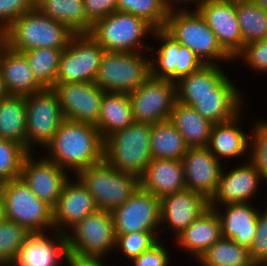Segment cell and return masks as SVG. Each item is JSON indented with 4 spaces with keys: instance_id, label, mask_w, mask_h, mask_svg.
<instances>
[{
    "instance_id": "cell-55",
    "label": "cell",
    "mask_w": 267,
    "mask_h": 266,
    "mask_svg": "<svg viewBox=\"0 0 267 266\" xmlns=\"http://www.w3.org/2000/svg\"><path fill=\"white\" fill-rule=\"evenodd\" d=\"M0 266H6V264H0ZM8 266H13V265L9 264Z\"/></svg>"
},
{
    "instance_id": "cell-6",
    "label": "cell",
    "mask_w": 267,
    "mask_h": 266,
    "mask_svg": "<svg viewBox=\"0 0 267 266\" xmlns=\"http://www.w3.org/2000/svg\"><path fill=\"white\" fill-rule=\"evenodd\" d=\"M152 63L139 52H105L94 83L104 92H133L151 77Z\"/></svg>"
},
{
    "instance_id": "cell-34",
    "label": "cell",
    "mask_w": 267,
    "mask_h": 266,
    "mask_svg": "<svg viewBox=\"0 0 267 266\" xmlns=\"http://www.w3.org/2000/svg\"><path fill=\"white\" fill-rule=\"evenodd\" d=\"M236 118L228 122L213 124L207 148L216 158L218 156L238 157L247 150L248 138L235 125L237 124Z\"/></svg>"
},
{
    "instance_id": "cell-41",
    "label": "cell",
    "mask_w": 267,
    "mask_h": 266,
    "mask_svg": "<svg viewBox=\"0 0 267 266\" xmlns=\"http://www.w3.org/2000/svg\"><path fill=\"white\" fill-rule=\"evenodd\" d=\"M155 235L154 231H141L115 235V246L117 247L118 245L125 256L132 260L157 242V236Z\"/></svg>"
},
{
    "instance_id": "cell-21",
    "label": "cell",
    "mask_w": 267,
    "mask_h": 266,
    "mask_svg": "<svg viewBox=\"0 0 267 266\" xmlns=\"http://www.w3.org/2000/svg\"><path fill=\"white\" fill-rule=\"evenodd\" d=\"M58 234L56 236L58 242L56 243L47 239L44 233H31L19 248L12 265L56 266L62 256L68 261L66 234L63 230L60 233L58 232Z\"/></svg>"
},
{
    "instance_id": "cell-46",
    "label": "cell",
    "mask_w": 267,
    "mask_h": 266,
    "mask_svg": "<svg viewBox=\"0 0 267 266\" xmlns=\"http://www.w3.org/2000/svg\"><path fill=\"white\" fill-rule=\"evenodd\" d=\"M83 7L87 19L94 24L117 11V0H83Z\"/></svg>"
},
{
    "instance_id": "cell-3",
    "label": "cell",
    "mask_w": 267,
    "mask_h": 266,
    "mask_svg": "<svg viewBox=\"0 0 267 266\" xmlns=\"http://www.w3.org/2000/svg\"><path fill=\"white\" fill-rule=\"evenodd\" d=\"M151 124L133 122L104 139V160L117 171L141 176L152 160Z\"/></svg>"
},
{
    "instance_id": "cell-47",
    "label": "cell",
    "mask_w": 267,
    "mask_h": 266,
    "mask_svg": "<svg viewBox=\"0 0 267 266\" xmlns=\"http://www.w3.org/2000/svg\"><path fill=\"white\" fill-rule=\"evenodd\" d=\"M158 241L143 252L141 255L132 259L135 266H168L169 257L167 251Z\"/></svg>"
},
{
    "instance_id": "cell-5",
    "label": "cell",
    "mask_w": 267,
    "mask_h": 266,
    "mask_svg": "<svg viewBox=\"0 0 267 266\" xmlns=\"http://www.w3.org/2000/svg\"><path fill=\"white\" fill-rule=\"evenodd\" d=\"M173 9H170L164 30L179 44L193 51L205 65L216 64L211 62L216 58L232 59L197 10L188 13L173 12Z\"/></svg>"
},
{
    "instance_id": "cell-45",
    "label": "cell",
    "mask_w": 267,
    "mask_h": 266,
    "mask_svg": "<svg viewBox=\"0 0 267 266\" xmlns=\"http://www.w3.org/2000/svg\"><path fill=\"white\" fill-rule=\"evenodd\" d=\"M243 57L256 70L267 71V39L245 44L237 56Z\"/></svg>"
},
{
    "instance_id": "cell-36",
    "label": "cell",
    "mask_w": 267,
    "mask_h": 266,
    "mask_svg": "<svg viewBox=\"0 0 267 266\" xmlns=\"http://www.w3.org/2000/svg\"><path fill=\"white\" fill-rule=\"evenodd\" d=\"M236 14L245 44L267 39V11L253 1L236 3Z\"/></svg>"
},
{
    "instance_id": "cell-19",
    "label": "cell",
    "mask_w": 267,
    "mask_h": 266,
    "mask_svg": "<svg viewBox=\"0 0 267 266\" xmlns=\"http://www.w3.org/2000/svg\"><path fill=\"white\" fill-rule=\"evenodd\" d=\"M160 200L161 223L167 220V227L177 230V236L209 209V200L187 189L166 195Z\"/></svg>"
},
{
    "instance_id": "cell-15",
    "label": "cell",
    "mask_w": 267,
    "mask_h": 266,
    "mask_svg": "<svg viewBox=\"0 0 267 266\" xmlns=\"http://www.w3.org/2000/svg\"><path fill=\"white\" fill-rule=\"evenodd\" d=\"M198 13L214 32L218 43L232 57L242 50V35L236 3L225 0H198ZM235 56V57H234Z\"/></svg>"
},
{
    "instance_id": "cell-12",
    "label": "cell",
    "mask_w": 267,
    "mask_h": 266,
    "mask_svg": "<svg viewBox=\"0 0 267 266\" xmlns=\"http://www.w3.org/2000/svg\"><path fill=\"white\" fill-rule=\"evenodd\" d=\"M128 95L135 121L152 125L169 120L177 101L176 83L151 76Z\"/></svg>"
},
{
    "instance_id": "cell-9",
    "label": "cell",
    "mask_w": 267,
    "mask_h": 266,
    "mask_svg": "<svg viewBox=\"0 0 267 266\" xmlns=\"http://www.w3.org/2000/svg\"><path fill=\"white\" fill-rule=\"evenodd\" d=\"M71 229L73 235H66L69 258L97 260L115 247L111 211L97 209Z\"/></svg>"
},
{
    "instance_id": "cell-27",
    "label": "cell",
    "mask_w": 267,
    "mask_h": 266,
    "mask_svg": "<svg viewBox=\"0 0 267 266\" xmlns=\"http://www.w3.org/2000/svg\"><path fill=\"white\" fill-rule=\"evenodd\" d=\"M230 80H226L215 95L198 98L192 107L212 124L228 122L238 117L240 97Z\"/></svg>"
},
{
    "instance_id": "cell-20",
    "label": "cell",
    "mask_w": 267,
    "mask_h": 266,
    "mask_svg": "<svg viewBox=\"0 0 267 266\" xmlns=\"http://www.w3.org/2000/svg\"><path fill=\"white\" fill-rule=\"evenodd\" d=\"M249 161V164L239 166L227 174L221 171L216 193L209 201V208L215 209L217 200L224 205L247 203L256 192L261 176L253 162Z\"/></svg>"
},
{
    "instance_id": "cell-49",
    "label": "cell",
    "mask_w": 267,
    "mask_h": 266,
    "mask_svg": "<svg viewBox=\"0 0 267 266\" xmlns=\"http://www.w3.org/2000/svg\"><path fill=\"white\" fill-rule=\"evenodd\" d=\"M6 219L5 216V204H4V200L0 194V222H2L3 220Z\"/></svg>"
},
{
    "instance_id": "cell-24",
    "label": "cell",
    "mask_w": 267,
    "mask_h": 266,
    "mask_svg": "<svg viewBox=\"0 0 267 266\" xmlns=\"http://www.w3.org/2000/svg\"><path fill=\"white\" fill-rule=\"evenodd\" d=\"M140 187L160 199L185 190L182 160L152 159L140 176Z\"/></svg>"
},
{
    "instance_id": "cell-11",
    "label": "cell",
    "mask_w": 267,
    "mask_h": 266,
    "mask_svg": "<svg viewBox=\"0 0 267 266\" xmlns=\"http://www.w3.org/2000/svg\"><path fill=\"white\" fill-rule=\"evenodd\" d=\"M24 97L26 102V149L30 151L32 141L47 146L65 119L57 92L53 88H44Z\"/></svg>"
},
{
    "instance_id": "cell-8",
    "label": "cell",
    "mask_w": 267,
    "mask_h": 266,
    "mask_svg": "<svg viewBox=\"0 0 267 266\" xmlns=\"http://www.w3.org/2000/svg\"><path fill=\"white\" fill-rule=\"evenodd\" d=\"M156 29L145 19L128 12L115 11L97 20L90 36L105 52H139L140 40L146 33Z\"/></svg>"
},
{
    "instance_id": "cell-28",
    "label": "cell",
    "mask_w": 267,
    "mask_h": 266,
    "mask_svg": "<svg viewBox=\"0 0 267 266\" xmlns=\"http://www.w3.org/2000/svg\"><path fill=\"white\" fill-rule=\"evenodd\" d=\"M216 209L209 208L178 236V242L199 259L221 236V222Z\"/></svg>"
},
{
    "instance_id": "cell-32",
    "label": "cell",
    "mask_w": 267,
    "mask_h": 266,
    "mask_svg": "<svg viewBox=\"0 0 267 266\" xmlns=\"http://www.w3.org/2000/svg\"><path fill=\"white\" fill-rule=\"evenodd\" d=\"M0 138L26 148V102L22 95L8 94L0 100Z\"/></svg>"
},
{
    "instance_id": "cell-29",
    "label": "cell",
    "mask_w": 267,
    "mask_h": 266,
    "mask_svg": "<svg viewBox=\"0 0 267 266\" xmlns=\"http://www.w3.org/2000/svg\"><path fill=\"white\" fill-rule=\"evenodd\" d=\"M135 122L128 93L104 92L99 121L95 125L105 139L115 131L125 129Z\"/></svg>"
},
{
    "instance_id": "cell-43",
    "label": "cell",
    "mask_w": 267,
    "mask_h": 266,
    "mask_svg": "<svg viewBox=\"0 0 267 266\" xmlns=\"http://www.w3.org/2000/svg\"><path fill=\"white\" fill-rule=\"evenodd\" d=\"M249 254L255 266H264L267 263V210L257 215V233L249 248Z\"/></svg>"
},
{
    "instance_id": "cell-38",
    "label": "cell",
    "mask_w": 267,
    "mask_h": 266,
    "mask_svg": "<svg viewBox=\"0 0 267 266\" xmlns=\"http://www.w3.org/2000/svg\"><path fill=\"white\" fill-rule=\"evenodd\" d=\"M170 9L163 0H117V11L143 18L155 29H164Z\"/></svg>"
},
{
    "instance_id": "cell-26",
    "label": "cell",
    "mask_w": 267,
    "mask_h": 266,
    "mask_svg": "<svg viewBox=\"0 0 267 266\" xmlns=\"http://www.w3.org/2000/svg\"><path fill=\"white\" fill-rule=\"evenodd\" d=\"M227 79L216 64L204 65L176 82L177 102L192 106L200 97L215 95Z\"/></svg>"
},
{
    "instance_id": "cell-23",
    "label": "cell",
    "mask_w": 267,
    "mask_h": 266,
    "mask_svg": "<svg viewBox=\"0 0 267 266\" xmlns=\"http://www.w3.org/2000/svg\"><path fill=\"white\" fill-rule=\"evenodd\" d=\"M0 72L8 94L30 95L43 90L22 52L4 45L0 50Z\"/></svg>"
},
{
    "instance_id": "cell-40",
    "label": "cell",
    "mask_w": 267,
    "mask_h": 266,
    "mask_svg": "<svg viewBox=\"0 0 267 266\" xmlns=\"http://www.w3.org/2000/svg\"><path fill=\"white\" fill-rule=\"evenodd\" d=\"M30 234L26 228L13 221L5 219L0 222V264H12Z\"/></svg>"
},
{
    "instance_id": "cell-10",
    "label": "cell",
    "mask_w": 267,
    "mask_h": 266,
    "mask_svg": "<svg viewBox=\"0 0 267 266\" xmlns=\"http://www.w3.org/2000/svg\"><path fill=\"white\" fill-rule=\"evenodd\" d=\"M104 53L90 34L74 35L62 51L55 83L94 82Z\"/></svg>"
},
{
    "instance_id": "cell-51",
    "label": "cell",
    "mask_w": 267,
    "mask_h": 266,
    "mask_svg": "<svg viewBox=\"0 0 267 266\" xmlns=\"http://www.w3.org/2000/svg\"><path fill=\"white\" fill-rule=\"evenodd\" d=\"M5 45V30L0 27V50Z\"/></svg>"
},
{
    "instance_id": "cell-4",
    "label": "cell",
    "mask_w": 267,
    "mask_h": 266,
    "mask_svg": "<svg viewBox=\"0 0 267 266\" xmlns=\"http://www.w3.org/2000/svg\"><path fill=\"white\" fill-rule=\"evenodd\" d=\"M78 179L93 196L96 208L113 211L124 204L140 187V177L117 171L105 160L81 170Z\"/></svg>"
},
{
    "instance_id": "cell-13",
    "label": "cell",
    "mask_w": 267,
    "mask_h": 266,
    "mask_svg": "<svg viewBox=\"0 0 267 266\" xmlns=\"http://www.w3.org/2000/svg\"><path fill=\"white\" fill-rule=\"evenodd\" d=\"M111 216L115 235L155 231L161 223V200L139 187Z\"/></svg>"
},
{
    "instance_id": "cell-17",
    "label": "cell",
    "mask_w": 267,
    "mask_h": 266,
    "mask_svg": "<svg viewBox=\"0 0 267 266\" xmlns=\"http://www.w3.org/2000/svg\"><path fill=\"white\" fill-rule=\"evenodd\" d=\"M218 160L207 147L188 148L182 158L186 189L210 201L222 171Z\"/></svg>"
},
{
    "instance_id": "cell-37",
    "label": "cell",
    "mask_w": 267,
    "mask_h": 266,
    "mask_svg": "<svg viewBox=\"0 0 267 266\" xmlns=\"http://www.w3.org/2000/svg\"><path fill=\"white\" fill-rule=\"evenodd\" d=\"M64 49L35 48L23 51L34 76L44 88H53Z\"/></svg>"
},
{
    "instance_id": "cell-42",
    "label": "cell",
    "mask_w": 267,
    "mask_h": 266,
    "mask_svg": "<svg viewBox=\"0 0 267 266\" xmlns=\"http://www.w3.org/2000/svg\"><path fill=\"white\" fill-rule=\"evenodd\" d=\"M252 137L254 140L250 143L253 145L251 161L261 173V176L267 180V123H259L253 130Z\"/></svg>"
},
{
    "instance_id": "cell-35",
    "label": "cell",
    "mask_w": 267,
    "mask_h": 266,
    "mask_svg": "<svg viewBox=\"0 0 267 266\" xmlns=\"http://www.w3.org/2000/svg\"><path fill=\"white\" fill-rule=\"evenodd\" d=\"M199 260L204 266H255L248 248L225 237L208 248Z\"/></svg>"
},
{
    "instance_id": "cell-39",
    "label": "cell",
    "mask_w": 267,
    "mask_h": 266,
    "mask_svg": "<svg viewBox=\"0 0 267 266\" xmlns=\"http://www.w3.org/2000/svg\"><path fill=\"white\" fill-rule=\"evenodd\" d=\"M29 153L21 144L0 138V184L20 178L23 162Z\"/></svg>"
},
{
    "instance_id": "cell-25",
    "label": "cell",
    "mask_w": 267,
    "mask_h": 266,
    "mask_svg": "<svg viewBox=\"0 0 267 266\" xmlns=\"http://www.w3.org/2000/svg\"><path fill=\"white\" fill-rule=\"evenodd\" d=\"M225 210L223 216L218 213L221 236L249 249L257 233L258 211L249 202L227 204Z\"/></svg>"
},
{
    "instance_id": "cell-30",
    "label": "cell",
    "mask_w": 267,
    "mask_h": 266,
    "mask_svg": "<svg viewBox=\"0 0 267 266\" xmlns=\"http://www.w3.org/2000/svg\"><path fill=\"white\" fill-rule=\"evenodd\" d=\"M169 120L183 136L189 148L207 147L213 124L192 106L176 101Z\"/></svg>"
},
{
    "instance_id": "cell-54",
    "label": "cell",
    "mask_w": 267,
    "mask_h": 266,
    "mask_svg": "<svg viewBox=\"0 0 267 266\" xmlns=\"http://www.w3.org/2000/svg\"><path fill=\"white\" fill-rule=\"evenodd\" d=\"M225 1H229V2H232V3H239V2L252 1V0H225Z\"/></svg>"
},
{
    "instance_id": "cell-2",
    "label": "cell",
    "mask_w": 267,
    "mask_h": 266,
    "mask_svg": "<svg viewBox=\"0 0 267 266\" xmlns=\"http://www.w3.org/2000/svg\"><path fill=\"white\" fill-rule=\"evenodd\" d=\"M74 35L65 25L34 7L5 30V45L17 52L35 48L65 49Z\"/></svg>"
},
{
    "instance_id": "cell-52",
    "label": "cell",
    "mask_w": 267,
    "mask_h": 266,
    "mask_svg": "<svg viewBox=\"0 0 267 266\" xmlns=\"http://www.w3.org/2000/svg\"><path fill=\"white\" fill-rule=\"evenodd\" d=\"M252 1L267 11V0H252Z\"/></svg>"
},
{
    "instance_id": "cell-48",
    "label": "cell",
    "mask_w": 267,
    "mask_h": 266,
    "mask_svg": "<svg viewBox=\"0 0 267 266\" xmlns=\"http://www.w3.org/2000/svg\"><path fill=\"white\" fill-rule=\"evenodd\" d=\"M68 263L70 266H104L100 259H79V258H69Z\"/></svg>"
},
{
    "instance_id": "cell-22",
    "label": "cell",
    "mask_w": 267,
    "mask_h": 266,
    "mask_svg": "<svg viewBox=\"0 0 267 266\" xmlns=\"http://www.w3.org/2000/svg\"><path fill=\"white\" fill-rule=\"evenodd\" d=\"M68 182L64 184L59 200L53 207V224L59 231L63 225L73 228L97 210L93 196L79 179L75 185Z\"/></svg>"
},
{
    "instance_id": "cell-7",
    "label": "cell",
    "mask_w": 267,
    "mask_h": 266,
    "mask_svg": "<svg viewBox=\"0 0 267 266\" xmlns=\"http://www.w3.org/2000/svg\"><path fill=\"white\" fill-rule=\"evenodd\" d=\"M5 204V216L26 228L30 233H42L47 226L53 228V207L38 199L21 179L0 184Z\"/></svg>"
},
{
    "instance_id": "cell-1",
    "label": "cell",
    "mask_w": 267,
    "mask_h": 266,
    "mask_svg": "<svg viewBox=\"0 0 267 266\" xmlns=\"http://www.w3.org/2000/svg\"><path fill=\"white\" fill-rule=\"evenodd\" d=\"M46 148L52 154L48 160L77 174L104 160V139L90 123L64 120Z\"/></svg>"
},
{
    "instance_id": "cell-44",
    "label": "cell",
    "mask_w": 267,
    "mask_h": 266,
    "mask_svg": "<svg viewBox=\"0 0 267 266\" xmlns=\"http://www.w3.org/2000/svg\"><path fill=\"white\" fill-rule=\"evenodd\" d=\"M34 7L35 0H0V27L6 30L19 16Z\"/></svg>"
},
{
    "instance_id": "cell-50",
    "label": "cell",
    "mask_w": 267,
    "mask_h": 266,
    "mask_svg": "<svg viewBox=\"0 0 267 266\" xmlns=\"http://www.w3.org/2000/svg\"><path fill=\"white\" fill-rule=\"evenodd\" d=\"M7 95H8V92L5 89L4 81H3V78H2L1 72H0V100L2 98L6 97Z\"/></svg>"
},
{
    "instance_id": "cell-18",
    "label": "cell",
    "mask_w": 267,
    "mask_h": 266,
    "mask_svg": "<svg viewBox=\"0 0 267 266\" xmlns=\"http://www.w3.org/2000/svg\"><path fill=\"white\" fill-rule=\"evenodd\" d=\"M30 155L29 153L23 162L20 178L38 199L54 207L68 181L66 173L47 158L35 162Z\"/></svg>"
},
{
    "instance_id": "cell-31",
    "label": "cell",
    "mask_w": 267,
    "mask_h": 266,
    "mask_svg": "<svg viewBox=\"0 0 267 266\" xmlns=\"http://www.w3.org/2000/svg\"><path fill=\"white\" fill-rule=\"evenodd\" d=\"M35 7L75 35L91 33L93 24L84 13L83 0H35Z\"/></svg>"
},
{
    "instance_id": "cell-16",
    "label": "cell",
    "mask_w": 267,
    "mask_h": 266,
    "mask_svg": "<svg viewBox=\"0 0 267 266\" xmlns=\"http://www.w3.org/2000/svg\"><path fill=\"white\" fill-rule=\"evenodd\" d=\"M164 44L158 50L156 69L151 64V76L158 79H167L174 83L202 68L205 64L188 47L179 44L164 29L154 31ZM159 69V70H158Z\"/></svg>"
},
{
    "instance_id": "cell-33",
    "label": "cell",
    "mask_w": 267,
    "mask_h": 266,
    "mask_svg": "<svg viewBox=\"0 0 267 266\" xmlns=\"http://www.w3.org/2000/svg\"><path fill=\"white\" fill-rule=\"evenodd\" d=\"M188 148L183 136L170 120L151 125L152 159L182 160Z\"/></svg>"
},
{
    "instance_id": "cell-14",
    "label": "cell",
    "mask_w": 267,
    "mask_h": 266,
    "mask_svg": "<svg viewBox=\"0 0 267 266\" xmlns=\"http://www.w3.org/2000/svg\"><path fill=\"white\" fill-rule=\"evenodd\" d=\"M53 89L65 120L98 123L104 91L94 82L55 83Z\"/></svg>"
},
{
    "instance_id": "cell-53",
    "label": "cell",
    "mask_w": 267,
    "mask_h": 266,
    "mask_svg": "<svg viewBox=\"0 0 267 266\" xmlns=\"http://www.w3.org/2000/svg\"><path fill=\"white\" fill-rule=\"evenodd\" d=\"M163 1L168 5V7H170L171 9L173 8L172 3L174 0H172V3H170L171 2L170 0H163ZM176 1H180V0H176ZM184 1H189V0H184ZM191 1H193V0H191Z\"/></svg>"
}]
</instances>
